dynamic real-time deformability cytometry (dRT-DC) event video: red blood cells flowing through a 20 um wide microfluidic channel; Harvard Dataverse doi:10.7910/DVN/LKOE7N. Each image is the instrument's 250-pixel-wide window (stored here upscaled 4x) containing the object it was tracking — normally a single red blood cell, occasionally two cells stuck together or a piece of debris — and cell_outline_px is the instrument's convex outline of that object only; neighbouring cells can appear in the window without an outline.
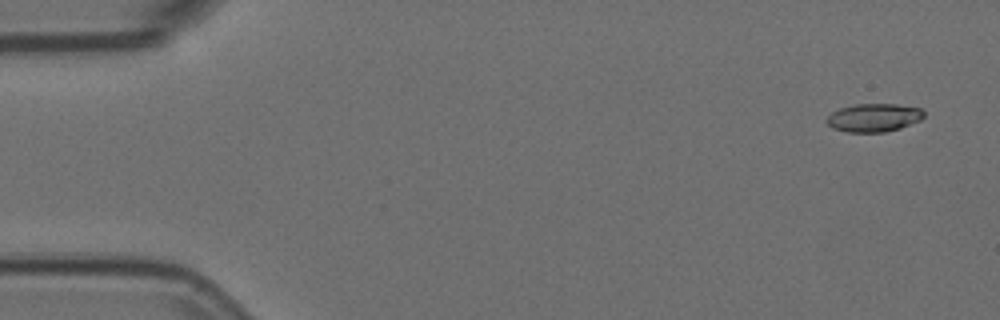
{"species": "Egyptian fruit bat (a non-hibernating species)", "species_latin": "Rousettus aegyptiacus", "temperature_condition": "room temperature", "stored_images_in_passage": 7, "camera_frame_rate_fps": 3000, "um_per_image_px": 0.085, "animal": {"sex": "female"}, "frame": {"image": 1, "passage_image": 1, "time_ms": 0.0, "image_size_px": [1000, 320], "cell_outline_px": [[924, 116], [920, 120], [900, 128], [884, 132], [848, 132], [832, 128], [824, 120], [832, 112], [840, 108], [856, 104], [896, 104], [920, 108], [924, 112]], "centroid_in_image_um": [74.25, 10.0], "position_along_channel_um": 10.7, "area_um2": 15.95}}
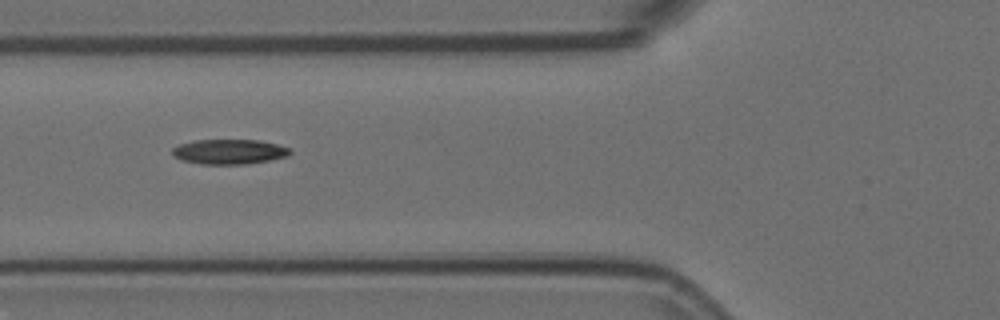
{"frame": {"image": 2, "passage_image": 6, "time_ms": 1.667, "image_size_px": [1000, 320], "cell_outline_px": [[292, 152], [288, 156], [268, 160], [244, 164], [200, 164], [184, 160], [176, 156], [172, 152], [172, 148], [180, 144], [196, 140], [260, 140], [276, 144], [288, 148]], "centroid_in_image_um": [19.5, 12.89], "position_along_channel_um": 106.3, "area_um2": 16.82}}
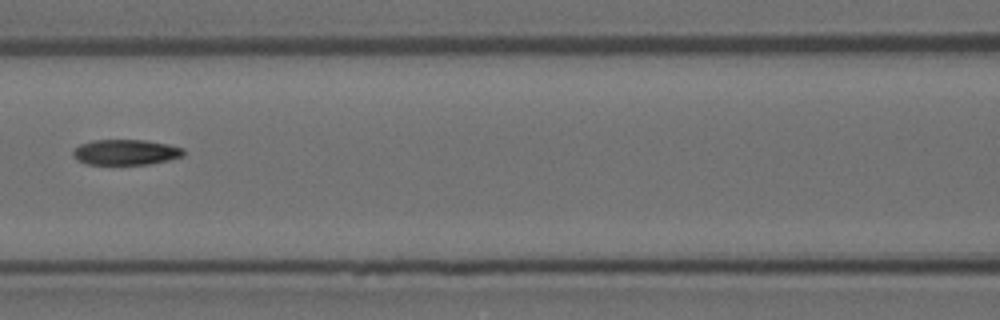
{"frame": {"image": 3, "passage_image": 7, "time_ms": 2.0, "image_size_px": [1000, 320], "cell_outline_px": [[184, 156], [168, 160], [148, 164], [88, 164], [76, 160], [72, 156], [72, 152], [80, 144], [92, 140], [144, 140], [168, 144], [184, 148]], "centroid_in_image_um": [10.68, 12.93], "position_along_channel_um": 155.9, "area_um2": 16.42}}